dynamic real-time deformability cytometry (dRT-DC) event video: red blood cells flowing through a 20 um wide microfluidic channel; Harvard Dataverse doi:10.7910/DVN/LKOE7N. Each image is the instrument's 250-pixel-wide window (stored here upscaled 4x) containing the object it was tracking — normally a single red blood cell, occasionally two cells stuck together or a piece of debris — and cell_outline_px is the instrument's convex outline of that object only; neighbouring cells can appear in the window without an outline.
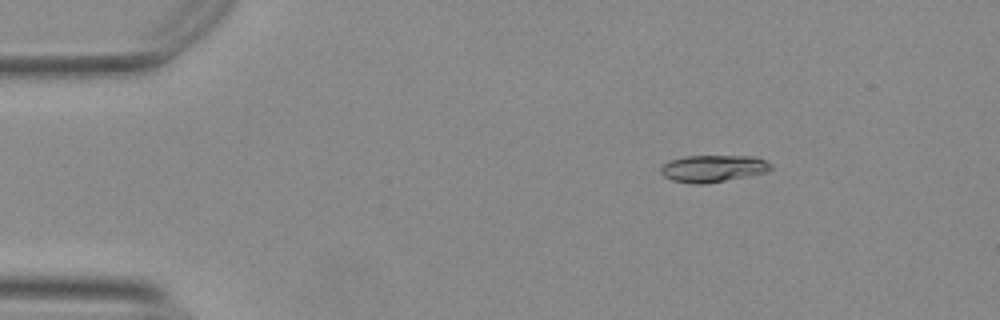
{"species": "Egyptian fruit bat (a non-hibernating species)", "species_latin": "Rousettus aegyptiacus", "temperature_condition": "warm", "stored_images_in_passage": 10, "camera_frame_rate_fps": 3000, "um_per_image_px": 0.085, "animal": {"sex": "female"}, "frame": {"image": 1, "passage_image": 1, "time_ms": 0.0, "image_size_px": [1000, 320], "cell_outline_px": [[772, 168], [768, 172], [748, 176], [704, 184], [692, 184], [672, 180], [664, 176], [660, 172], [660, 168], [668, 160], [684, 156], [756, 156], [772, 164]], "centroid_in_image_um": [60.61, 14.32], "position_along_channel_um": 24.4, "area_um2": 17.46}}
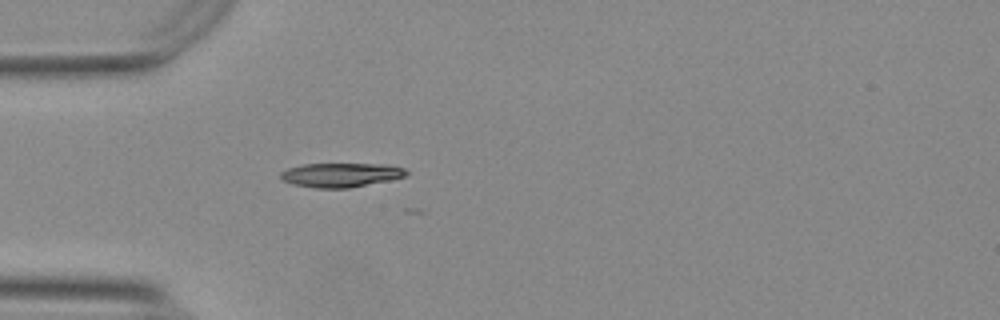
{"frame": {"image": 2, "passage_image": 9, "time_ms": 2.667, "image_size_px": [1000, 320], "cell_outline_px": [[408, 172], [404, 176], [388, 180], [348, 188], [316, 188], [292, 184], [280, 180], [280, 172], [288, 168], [304, 164], [388, 164], [404, 168]], "centroid_in_image_um": [28.92, 14.87], "position_along_channel_um": 56.1, "area_um2": 17.63}}